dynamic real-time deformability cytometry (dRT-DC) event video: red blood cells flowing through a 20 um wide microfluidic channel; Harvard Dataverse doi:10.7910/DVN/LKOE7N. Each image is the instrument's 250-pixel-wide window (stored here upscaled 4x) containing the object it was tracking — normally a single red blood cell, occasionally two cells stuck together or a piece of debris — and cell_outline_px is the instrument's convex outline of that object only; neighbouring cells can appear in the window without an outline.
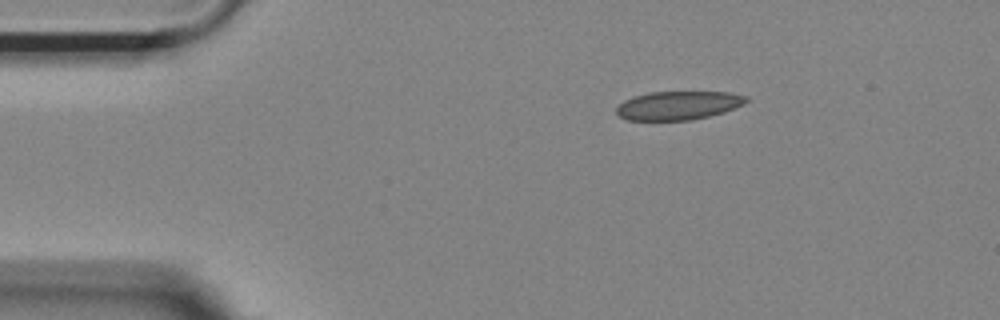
{"species": "Egyptian fruit bat (a non-hibernating species)", "species_latin": "Rousettus aegyptiacus", "temperature_condition": "room temperature", "stored_images_in_passage": 46, "camera_frame_rate_fps": 3000, "um_per_image_px": 0.085, "animal": {"sex": "female"}, "frame": {"image": 1, "passage_image": 1, "time_ms": 0.0, "image_size_px": [1000, 320], "cell_outline_px": [[748, 100], [744, 104], [724, 112], [692, 120], [628, 120], [620, 116], [616, 112], [616, 108], [624, 100], [632, 96], [648, 92], [728, 92], [748, 96]], "centroid_in_image_um": [57.65, 8.95], "position_along_channel_um": 27.3, "area_um2": 21.68}}
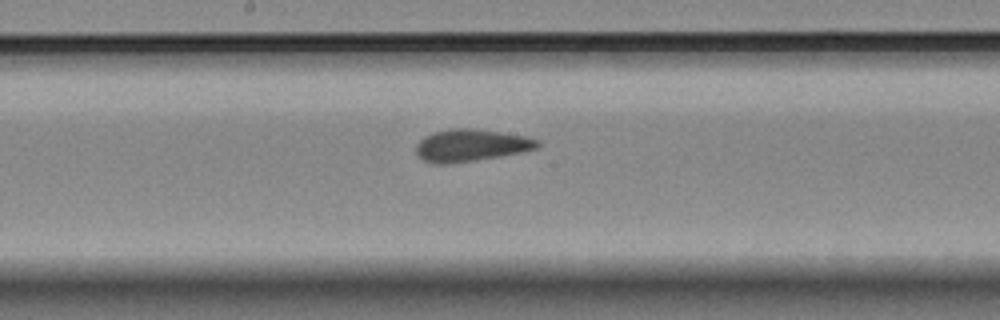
{"frame": {"image": 2, "passage_image": 20, "time_ms": 6.333, "image_size_px": [1000, 320], "cell_outline_px": [[540, 144], [536, 148], [524, 152], [500, 156], [448, 164], [432, 164], [424, 160], [416, 152], [416, 144], [424, 136], [432, 132], [452, 128], [472, 128], [528, 136], [540, 140]], "centroid_in_image_um": [40.04, 12.35], "position_along_channel_um": 208.2, "area_um2": 22.89}}
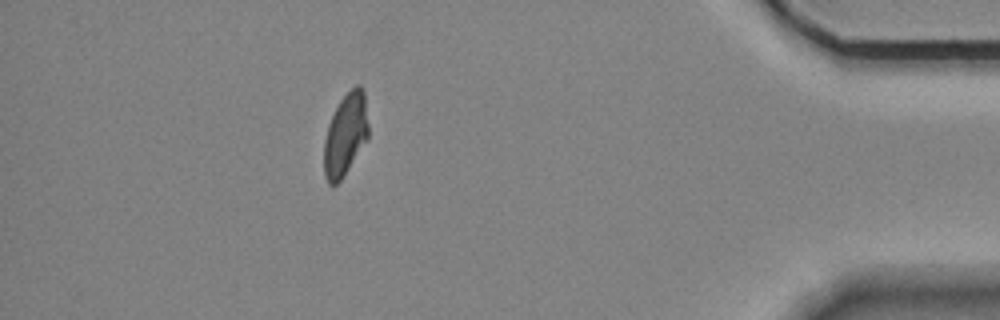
{"frame": {"image": 3, "passage_image": 40, "time_ms": 13.0, "image_size_px": [1000, 320], "cell_outline_px": [[368, 140], [340, 180], [336, 184], [328, 184], [324, 176], [324, 140], [328, 124], [340, 100], [356, 84], [360, 84], [364, 92], [368, 124]], "centroid_in_image_um": [29.36, 11.44], "position_along_channel_um": 405.8, "area_um2": 21.21}, "authors_computed_cell_mechanics": {"area_um2": 22.3975, "velocity_mm_per_s": 3.6925, "shape_relaxation_time_tau1_ms": null, "shape_relaxation_time_tau2_ms": 1.1833, "deformation_change_tau1": null, "deformation_change_tau2": 0.0727}}